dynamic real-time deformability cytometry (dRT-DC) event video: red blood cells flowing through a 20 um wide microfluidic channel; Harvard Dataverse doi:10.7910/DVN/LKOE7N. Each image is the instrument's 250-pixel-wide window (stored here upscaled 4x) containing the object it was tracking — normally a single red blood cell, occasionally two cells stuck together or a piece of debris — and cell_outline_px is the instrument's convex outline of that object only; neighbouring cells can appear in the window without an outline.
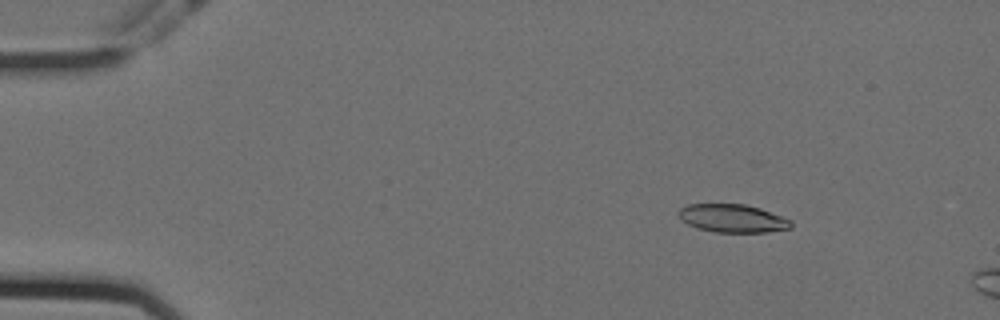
{"species": "Egyptian fruit bat (a non-hibernating species)", "species_latin": "Rousettus aegyptiacus", "temperature_condition": "cold", "stored_images_in_passage": 10, "camera_frame_rate_fps": 3000, "um_per_image_px": 0.085, "animal": {"sex": "female"}, "frame": {"image": 1, "passage_image": 4, "time_ms": 1.0, "image_size_px": [1000, 320], "cell_outline_px": [[792, 228], [768, 232], [716, 232], [696, 228], [680, 220], [676, 212], [680, 208], [688, 204], [744, 204], [760, 208], [792, 220]], "centroid_in_image_um": [62.24, 18.56], "position_along_channel_um": 22.8, "area_um2": 18.61}}